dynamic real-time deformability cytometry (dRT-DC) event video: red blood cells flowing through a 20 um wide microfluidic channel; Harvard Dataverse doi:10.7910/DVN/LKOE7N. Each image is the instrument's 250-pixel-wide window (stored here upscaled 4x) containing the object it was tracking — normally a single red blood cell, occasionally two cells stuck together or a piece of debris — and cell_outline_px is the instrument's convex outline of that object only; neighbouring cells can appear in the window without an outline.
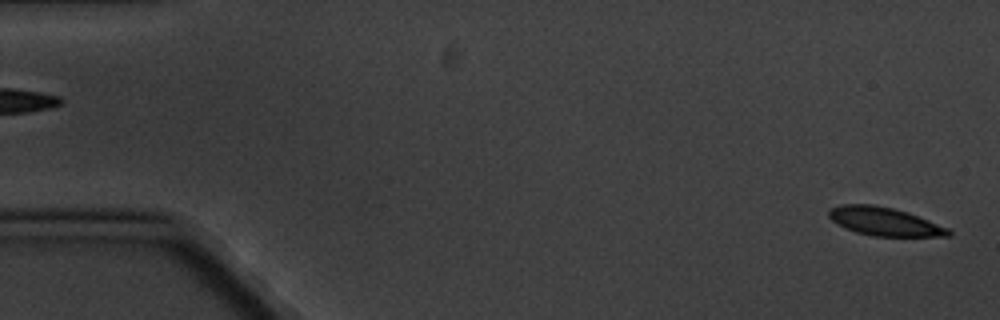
{"species": "common noctule bat (a hibernating species)", "species_latin": "Nyctalus noctula", "temperature_condition": "cold", "stored_images_in_passage": 6, "segment_of_instrument_passage": [2, 2], "camera_frame_rate_fps": 3000, "um_per_image_px": 0.085, "animal": {"sex": "male", "body_mass_g": 20.1, "forearm_length_mm": 53.5}, "frame": {"image": 1, "passage_image": 6, "time_ms": 5.667, "image_size_px": [1000, 320], "cell_outline_px": [[952, 236], [872, 236], [856, 232], [844, 228], [832, 220], [828, 216], [828, 212], [832, 208], [840, 204], [872, 204], [892, 208], [908, 212], [948, 228], [952, 232]], "centroid_in_image_um": [75.17, 18.83], "position_along_channel_um": 9.8, "area_um2": 19.71}}